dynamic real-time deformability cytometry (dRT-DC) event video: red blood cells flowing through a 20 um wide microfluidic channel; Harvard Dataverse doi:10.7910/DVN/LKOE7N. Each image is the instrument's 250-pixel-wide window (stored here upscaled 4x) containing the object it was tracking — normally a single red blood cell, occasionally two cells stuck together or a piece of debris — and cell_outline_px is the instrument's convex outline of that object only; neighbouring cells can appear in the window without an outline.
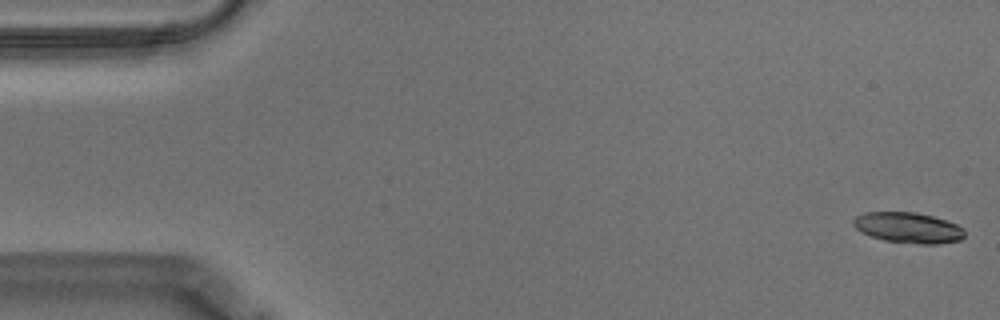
{"species": "Egyptian fruit bat (a non-hibernating species)", "species_latin": "Rousettus aegyptiacus", "temperature_condition": "warm", "stored_images_in_passage": 57, "camera_frame_rate_fps": 3000, "um_per_image_px": 0.085, "animal": {"sex": "male"}, "frame": {"image": 1, "passage_image": 1, "time_ms": 0.0, "image_size_px": [1000, 320], "cell_outline_px": [[964, 236], [960, 240], [936, 244], [920, 244], [884, 240], [860, 232], [852, 224], [852, 220], [856, 216], [864, 212], [916, 212], [932, 216], [956, 224], [964, 228]], "centroid_in_image_um": [77.17, 19.35], "position_along_channel_um": 7.8, "area_um2": 19.83}}
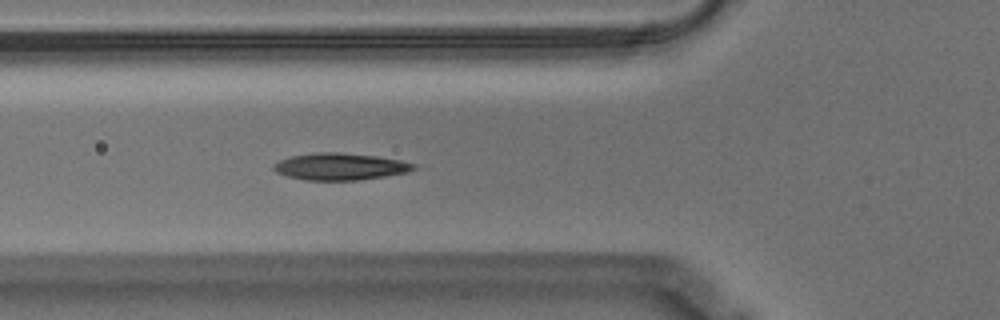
{"frame": {"image": 2, "passage_image": 20, "time_ms": 6.333, "image_size_px": [1000, 320], "cell_outline_px": [[416, 168], [408, 172], [384, 176], [356, 180], [304, 180], [288, 176], [276, 172], [272, 168], [272, 164], [280, 160], [292, 156], [316, 152], [340, 152], [376, 156], [400, 160], [416, 164]], "centroid_in_image_um": [28.89, 14.15], "position_along_channel_um": 96.9, "area_um2": 21.91}}
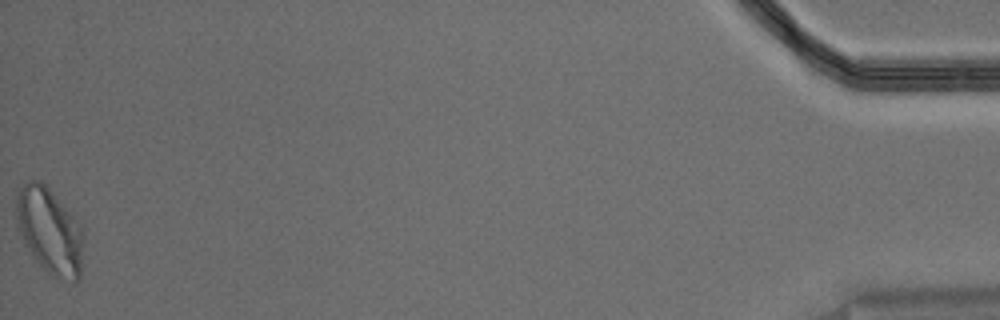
{"frame": {"image": 3, "passage_image": 57, "time_ms": 18.667, "image_size_px": [1000, 320], "cell_outline_px": [[84, 240], [80, 280], [72, 280], [52, 276], [36, 260], [24, 240], [20, 232], [16, 220], [16, 192], [28, 180], [40, 180], [48, 188], [80, 224], [84, 236]], "centroid_in_image_um": [4.23, 19.61], "position_along_channel_um": 431.0, "area_um2": 33.23}, "authors_computed_cell_mechanics": {"area_um2": 21.386, "velocity_mm_per_s": 3.5148, "shape_relaxation_time_tau1_ms": 8.1098, "shape_relaxation_time_tau2_ms": 1.5746, "deformation_change_tau1": 0.2292, "deformation_change_tau2": 0.0779}}